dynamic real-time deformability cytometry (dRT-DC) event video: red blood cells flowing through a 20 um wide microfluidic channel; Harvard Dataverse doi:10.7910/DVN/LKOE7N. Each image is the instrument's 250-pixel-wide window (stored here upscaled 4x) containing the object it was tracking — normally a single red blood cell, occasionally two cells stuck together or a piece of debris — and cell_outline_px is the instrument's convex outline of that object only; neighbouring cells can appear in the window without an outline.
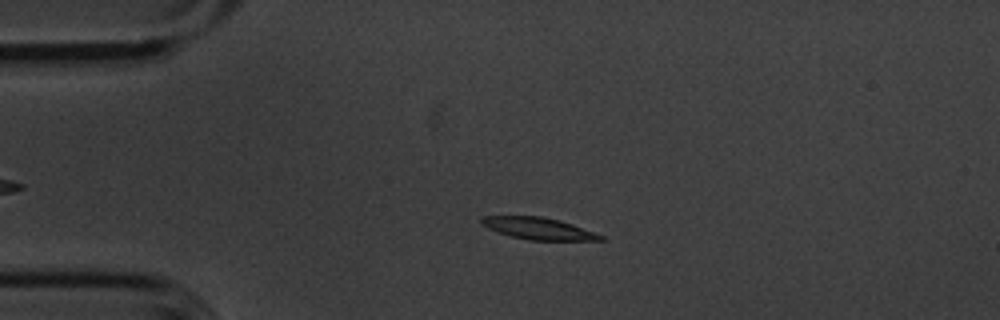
{"species": "common noctule bat (a hibernating species)", "species_latin": "Nyctalus noctula", "temperature_condition": "cold", "stored_images_in_passage": 55, "camera_frame_rate_fps": 3000, "um_per_image_px": 0.085, "animal": {"sex": "male", "body_mass_g": 20.1, "forearm_length_mm": 53.5}, "frame": {"image": 1, "passage_image": 12, "time_ms": 3.667, "image_size_px": [1000, 320], "cell_outline_px": [[604, 240], [528, 240], [512, 236], [488, 228], [480, 224], [480, 216], [540, 216], [560, 220], [572, 224], [604, 236]], "centroid_in_image_um": [45.74, 19.41], "position_along_channel_um": 39.3, "area_um2": 15.03}}
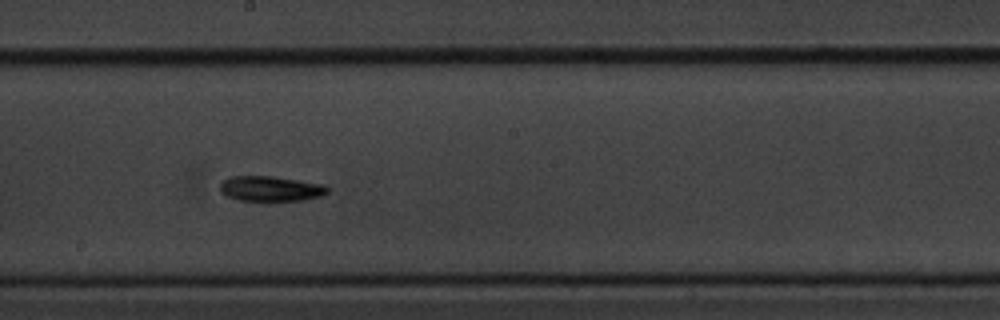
{"frame": {"image": 2, "passage_image": 30, "time_ms": 9.667, "image_size_px": [1000, 320], "cell_outline_px": [[328, 192], [320, 196], [304, 200], [240, 200], [228, 196], [220, 192], [220, 184], [228, 176], [272, 176], [324, 184], [328, 188]], "centroid_in_image_um": [22.99, 16.02], "position_along_channel_um": 225.2, "area_um2": 15.61}}
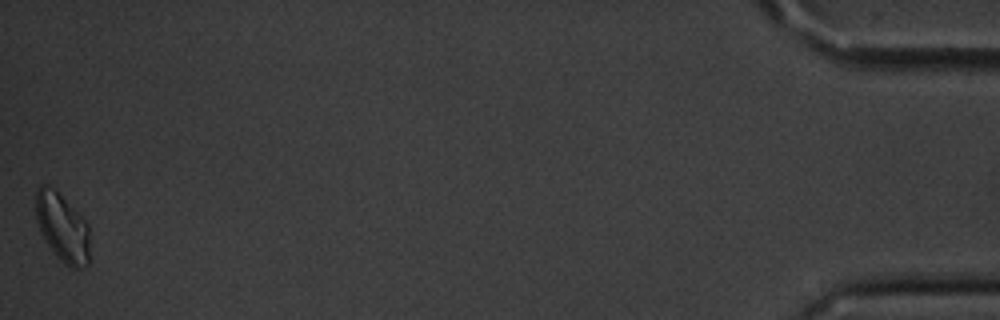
{"frame": {"image": 3, "passage_image": 55, "time_ms": 18.0, "image_size_px": [1000, 320], "cell_outline_px": [[92, 260], [88, 264], [80, 268], [72, 268], [64, 264], [52, 252], [40, 232], [36, 220], [36, 188], [40, 184], [44, 184], [52, 188], [88, 224]], "centroid_in_image_um": [5.32, 19.42], "position_along_channel_um": 429.9, "area_um2": 21.68}, "authors_computed_cell_mechanics": {"area_um2": 15.606, "velocity_mm_per_s": 3.5719, "shape_relaxation_time_tau1_ms": 4.1403, "shape_relaxation_time_tau2_ms": null, "deformation_change_tau1": 0.1262, "deformation_change_tau2": null}}